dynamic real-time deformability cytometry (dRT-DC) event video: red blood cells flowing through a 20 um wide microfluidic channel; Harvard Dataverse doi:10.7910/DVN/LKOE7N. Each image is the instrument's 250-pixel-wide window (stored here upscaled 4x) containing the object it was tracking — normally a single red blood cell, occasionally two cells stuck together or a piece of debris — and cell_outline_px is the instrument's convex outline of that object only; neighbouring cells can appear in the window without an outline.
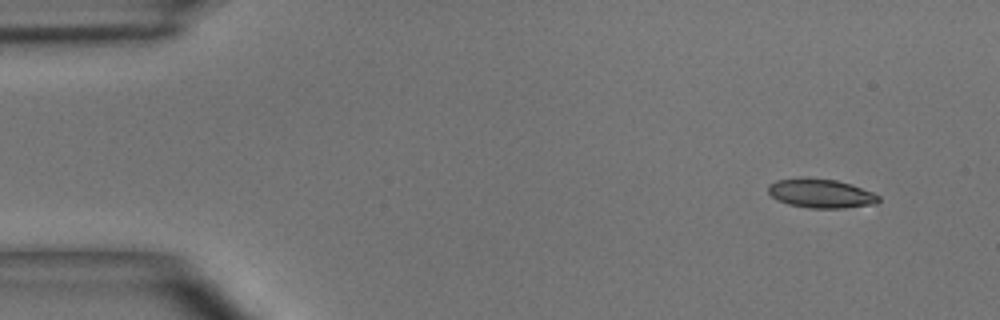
{"species": "common noctule bat (a hibernating species)", "species_latin": "Nyctalus noctula", "temperature_condition": "room temperature", "stored_images_in_passage": 4, "camera_frame_rate_fps": 3000, "um_per_image_px": 0.085, "animal": {"sex": "male", "body_mass_g": 15.6}, "frame": {"image": 1, "passage_image": 1, "time_ms": 0.0, "image_size_px": [1000, 320], "cell_outline_px": [[880, 200], [876, 204], [844, 208], [808, 208], [788, 204], [772, 196], [768, 192], [768, 184], [776, 180], [836, 180], [852, 184], [872, 192], [880, 196]], "centroid_in_image_um": [69.84, 16.48], "position_along_channel_um": 15.2, "area_um2": 18.09}}
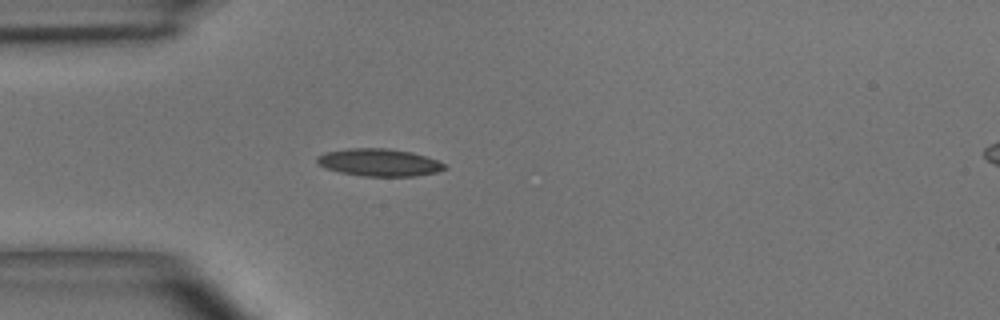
{"frame": {"image": 2, "passage_image": 4, "time_ms": 3.333, "image_size_px": [1000, 320], "cell_outline_px": [[448, 168], [436, 172], [416, 176], [364, 176], [340, 172], [324, 168], [316, 160], [316, 156], [324, 152], [348, 148], [388, 148], [412, 152], [436, 160], [444, 164]], "centroid_in_image_um": [32.2, 13.8], "position_along_channel_um": 52.8, "area_um2": 20.4}}